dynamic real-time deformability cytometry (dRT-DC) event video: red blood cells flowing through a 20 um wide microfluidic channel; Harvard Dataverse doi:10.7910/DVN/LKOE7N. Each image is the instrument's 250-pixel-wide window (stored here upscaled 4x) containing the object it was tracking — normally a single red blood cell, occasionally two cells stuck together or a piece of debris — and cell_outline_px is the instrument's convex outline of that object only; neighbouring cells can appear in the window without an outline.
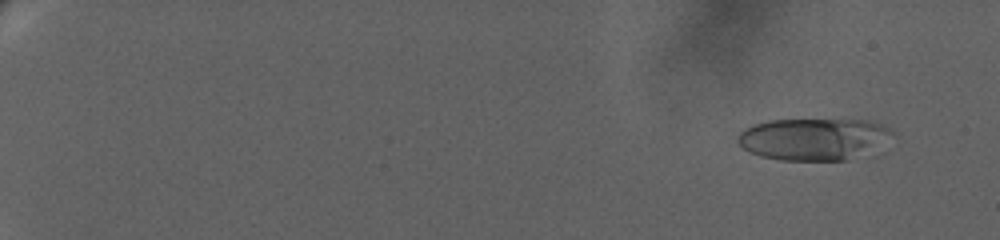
{"species": "human", "species_latin": "Homo sapiens", "temperature_condition": "warm", "stored_images_in_passage": 85, "camera_frame_rate_fps": 3000, "um_per_image_px": 0.085, "donor": {"sex": "female"}, "frame": {"image": 1, "passage_image": 9, "time_ms": 1.667, "image_size_px": [1000, 240], "cell_outline_px": [[892, 132], [848, 160], [780, 160], [760, 156], [744, 148], [736, 140], [740, 132], [744, 128], [752, 124], [772, 120], [864, 120], [888, 128]], "centroid_in_image_um": [68.92, 11.8], "position_along_channel_um": 16.1, "area_um2": 36.13}}
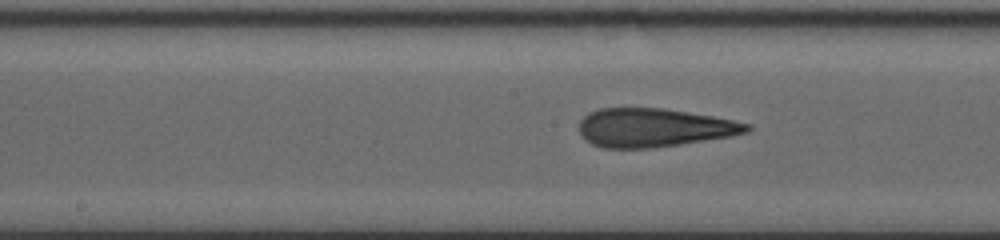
{"frame": {"image": 2, "passage_image": 53, "time_ms": 12.667, "image_size_px": [1000, 240], "cell_outline_px": [[752, 128], [748, 132], [732, 136], [680, 144], [652, 148], [604, 148], [592, 144], [580, 132], [580, 120], [588, 112], [600, 108], [664, 108], [712, 116], [752, 124]], "centroid_in_image_um": [55.61, 10.85], "position_along_channel_um": 192.6, "area_um2": 37.63}}
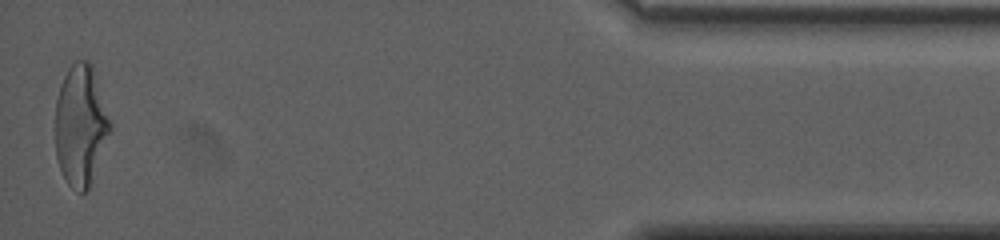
{"frame": {"image": 3, "passage_image": 85, "time_ms": 21.333, "image_size_px": [1000, 240], "cell_outline_px": [[112, 132], [88, 188], [84, 192], [80, 192], [72, 188], [68, 184], [60, 168], [56, 156], [56, 100], [60, 84], [68, 68], [76, 60], [88, 60], [92, 64], [112, 120]], "centroid_in_image_um": [6.89, 10.61], "position_along_channel_um": 428.3, "area_um2": 38.96}, "authors_computed_cell_mechanics": {"area_um2": 37.0498, "velocity_mm_per_s": 3.4224, "shape_relaxation_time_tau1_ms": 9.2595, "shape_relaxation_time_tau2_ms": 1.1303, "deformation_change_tau1": 0.2703, "deformation_change_tau2": 0.0968}}